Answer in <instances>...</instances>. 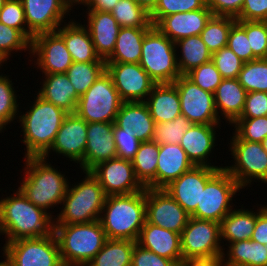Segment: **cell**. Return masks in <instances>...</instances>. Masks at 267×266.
I'll return each instance as SVG.
<instances>
[{"mask_svg":"<svg viewBox=\"0 0 267 266\" xmlns=\"http://www.w3.org/2000/svg\"><path fill=\"white\" fill-rule=\"evenodd\" d=\"M53 225L54 219L30 202L19 189L0 198V235H5V242L50 235Z\"/></svg>","mask_w":267,"mask_h":266,"instance_id":"cell-1","label":"cell"},{"mask_svg":"<svg viewBox=\"0 0 267 266\" xmlns=\"http://www.w3.org/2000/svg\"><path fill=\"white\" fill-rule=\"evenodd\" d=\"M24 178L18 187L21 193L35 206L43 209L53 219L48 209L61 205L69 187V180L61 171L43 157H23Z\"/></svg>","mask_w":267,"mask_h":266,"instance_id":"cell-2","label":"cell"},{"mask_svg":"<svg viewBox=\"0 0 267 266\" xmlns=\"http://www.w3.org/2000/svg\"><path fill=\"white\" fill-rule=\"evenodd\" d=\"M34 102L25 114H19L18 120L22 127L24 145H26L25 158L43 157L51 148L56 134L68 114L49 101L35 94Z\"/></svg>","mask_w":267,"mask_h":266,"instance_id":"cell-3","label":"cell"},{"mask_svg":"<svg viewBox=\"0 0 267 266\" xmlns=\"http://www.w3.org/2000/svg\"><path fill=\"white\" fill-rule=\"evenodd\" d=\"M99 220L107 239L137 241L146 222V188L128 195L106 196Z\"/></svg>","mask_w":267,"mask_h":266,"instance_id":"cell-4","label":"cell"},{"mask_svg":"<svg viewBox=\"0 0 267 266\" xmlns=\"http://www.w3.org/2000/svg\"><path fill=\"white\" fill-rule=\"evenodd\" d=\"M61 261L66 266H86L107 240L100 220L91 223L53 225Z\"/></svg>","mask_w":267,"mask_h":266,"instance_id":"cell-5","label":"cell"},{"mask_svg":"<svg viewBox=\"0 0 267 266\" xmlns=\"http://www.w3.org/2000/svg\"><path fill=\"white\" fill-rule=\"evenodd\" d=\"M85 178L68 187L62 201V209L54 218V225L91 223L100 219L106 199L98 180L89 172Z\"/></svg>","mask_w":267,"mask_h":266,"instance_id":"cell-6","label":"cell"},{"mask_svg":"<svg viewBox=\"0 0 267 266\" xmlns=\"http://www.w3.org/2000/svg\"><path fill=\"white\" fill-rule=\"evenodd\" d=\"M176 55L175 43L152 26L144 36L139 64L157 84L173 83L181 76Z\"/></svg>","mask_w":267,"mask_h":266,"instance_id":"cell-7","label":"cell"},{"mask_svg":"<svg viewBox=\"0 0 267 266\" xmlns=\"http://www.w3.org/2000/svg\"><path fill=\"white\" fill-rule=\"evenodd\" d=\"M123 101L110 75L105 71L94 84L79 97L75 113L87 123H115Z\"/></svg>","mask_w":267,"mask_h":266,"instance_id":"cell-8","label":"cell"},{"mask_svg":"<svg viewBox=\"0 0 267 266\" xmlns=\"http://www.w3.org/2000/svg\"><path fill=\"white\" fill-rule=\"evenodd\" d=\"M231 155L234 159L232 166L224 169L234 178L243 189L257 180L267 184V153L260 142L240 140L234 133L230 140ZM256 180V181H255ZM249 185V186H248Z\"/></svg>","mask_w":267,"mask_h":266,"instance_id":"cell-9","label":"cell"},{"mask_svg":"<svg viewBox=\"0 0 267 266\" xmlns=\"http://www.w3.org/2000/svg\"><path fill=\"white\" fill-rule=\"evenodd\" d=\"M242 188L224 169H219L206 183L201 193L200 205L190 215L198 219L220 221L234 209L231 202Z\"/></svg>","mask_w":267,"mask_h":266,"instance_id":"cell-10","label":"cell"},{"mask_svg":"<svg viewBox=\"0 0 267 266\" xmlns=\"http://www.w3.org/2000/svg\"><path fill=\"white\" fill-rule=\"evenodd\" d=\"M3 253L12 266H61L63 263L55 234L5 242Z\"/></svg>","mask_w":267,"mask_h":266,"instance_id":"cell-11","label":"cell"},{"mask_svg":"<svg viewBox=\"0 0 267 266\" xmlns=\"http://www.w3.org/2000/svg\"><path fill=\"white\" fill-rule=\"evenodd\" d=\"M183 261L221 256L226 248L220 244V223L190 217L180 234ZM222 245V246H221Z\"/></svg>","mask_w":267,"mask_h":266,"instance_id":"cell-12","label":"cell"},{"mask_svg":"<svg viewBox=\"0 0 267 266\" xmlns=\"http://www.w3.org/2000/svg\"><path fill=\"white\" fill-rule=\"evenodd\" d=\"M173 84L177 87L181 102V114L193 124H221L214 94L201 89L186 75L179 76Z\"/></svg>","mask_w":267,"mask_h":266,"instance_id":"cell-13","label":"cell"},{"mask_svg":"<svg viewBox=\"0 0 267 266\" xmlns=\"http://www.w3.org/2000/svg\"><path fill=\"white\" fill-rule=\"evenodd\" d=\"M106 72L123 102H145L157 84L139 63L106 62Z\"/></svg>","mask_w":267,"mask_h":266,"instance_id":"cell-14","label":"cell"},{"mask_svg":"<svg viewBox=\"0 0 267 266\" xmlns=\"http://www.w3.org/2000/svg\"><path fill=\"white\" fill-rule=\"evenodd\" d=\"M89 172L98 180L106 196L128 195L145 189L136 178L130 160L115 157L98 163Z\"/></svg>","mask_w":267,"mask_h":266,"instance_id":"cell-15","label":"cell"},{"mask_svg":"<svg viewBox=\"0 0 267 266\" xmlns=\"http://www.w3.org/2000/svg\"><path fill=\"white\" fill-rule=\"evenodd\" d=\"M190 215L164 190L146 188V221L181 234Z\"/></svg>","mask_w":267,"mask_h":266,"instance_id":"cell-16","label":"cell"},{"mask_svg":"<svg viewBox=\"0 0 267 266\" xmlns=\"http://www.w3.org/2000/svg\"><path fill=\"white\" fill-rule=\"evenodd\" d=\"M34 65L43 74L66 73L72 65L70 52L64 39L57 32L40 33L31 41V55Z\"/></svg>","mask_w":267,"mask_h":266,"instance_id":"cell-17","label":"cell"},{"mask_svg":"<svg viewBox=\"0 0 267 266\" xmlns=\"http://www.w3.org/2000/svg\"><path fill=\"white\" fill-rule=\"evenodd\" d=\"M221 168L193 166L178 179L173 180L164 190L191 215L200 205L201 193L207 181Z\"/></svg>","mask_w":267,"mask_h":266,"instance_id":"cell-18","label":"cell"},{"mask_svg":"<svg viewBox=\"0 0 267 266\" xmlns=\"http://www.w3.org/2000/svg\"><path fill=\"white\" fill-rule=\"evenodd\" d=\"M86 144L87 122L76 113H68L56 134L53 145L43 158H49L50 152L53 151L80 165L84 159Z\"/></svg>","mask_w":267,"mask_h":266,"instance_id":"cell-19","label":"cell"},{"mask_svg":"<svg viewBox=\"0 0 267 266\" xmlns=\"http://www.w3.org/2000/svg\"><path fill=\"white\" fill-rule=\"evenodd\" d=\"M28 30L35 36L56 32L71 12L61 0H21Z\"/></svg>","mask_w":267,"mask_h":266,"instance_id":"cell-20","label":"cell"},{"mask_svg":"<svg viewBox=\"0 0 267 266\" xmlns=\"http://www.w3.org/2000/svg\"><path fill=\"white\" fill-rule=\"evenodd\" d=\"M113 127L114 123H87V144L80 164L83 172L90 171L98 163L117 157Z\"/></svg>","mask_w":267,"mask_h":266,"instance_id":"cell-21","label":"cell"},{"mask_svg":"<svg viewBox=\"0 0 267 266\" xmlns=\"http://www.w3.org/2000/svg\"><path fill=\"white\" fill-rule=\"evenodd\" d=\"M219 124H193L184 134L180 146L186 152L188 159L194 166L218 167L211 164L210 154L215 149L216 129ZM210 160V161H208Z\"/></svg>","mask_w":267,"mask_h":266,"instance_id":"cell-22","label":"cell"},{"mask_svg":"<svg viewBox=\"0 0 267 266\" xmlns=\"http://www.w3.org/2000/svg\"><path fill=\"white\" fill-rule=\"evenodd\" d=\"M212 15L211 10L206 6L202 9L166 16L156 27L175 43L186 37L200 35Z\"/></svg>","mask_w":267,"mask_h":266,"instance_id":"cell-23","label":"cell"},{"mask_svg":"<svg viewBox=\"0 0 267 266\" xmlns=\"http://www.w3.org/2000/svg\"><path fill=\"white\" fill-rule=\"evenodd\" d=\"M136 243L161 257L173 260L178 266L183 261L179 233L146 221Z\"/></svg>","mask_w":267,"mask_h":266,"instance_id":"cell-24","label":"cell"},{"mask_svg":"<svg viewBox=\"0 0 267 266\" xmlns=\"http://www.w3.org/2000/svg\"><path fill=\"white\" fill-rule=\"evenodd\" d=\"M92 42L100 59L107 60L113 53L120 25L110 12L86 11Z\"/></svg>","mask_w":267,"mask_h":266,"instance_id":"cell-25","label":"cell"},{"mask_svg":"<svg viewBox=\"0 0 267 266\" xmlns=\"http://www.w3.org/2000/svg\"><path fill=\"white\" fill-rule=\"evenodd\" d=\"M56 32L64 39L73 62H106L97 55L87 27L70 19Z\"/></svg>","mask_w":267,"mask_h":266,"instance_id":"cell-26","label":"cell"},{"mask_svg":"<svg viewBox=\"0 0 267 266\" xmlns=\"http://www.w3.org/2000/svg\"><path fill=\"white\" fill-rule=\"evenodd\" d=\"M193 166L180 144L159 145L157 189H164Z\"/></svg>","mask_w":267,"mask_h":266,"instance_id":"cell-27","label":"cell"},{"mask_svg":"<svg viewBox=\"0 0 267 266\" xmlns=\"http://www.w3.org/2000/svg\"><path fill=\"white\" fill-rule=\"evenodd\" d=\"M145 103L155 123L173 121L181 115V102L173 83L156 84Z\"/></svg>","mask_w":267,"mask_h":266,"instance_id":"cell-28","label":"cell"},{"mask_svg":"<svg viewBox=\"0 0 267 266\" xmlns=\"http://www.w3.org/2000/svg\"><path fill=\"white\" fill-rule=\"evenodd\" d=\"M38 95L67 113H75L79 96L66 73L44 74Z\"/></svg>","mask_w":267,"mask_h":266,"instance_id":"cell-29","label":"cell"},{"mask_svg":"<svg viewBox=\"0 0 267 266\" xmlns=\"http://www.w3.org/2000/svg\"><path fill=\"white\" fill-rule=\"evenodd\" d=\"M247 91L238 79H223L214 92V102L217 114L224 116L227 123L232 125L244 108ZM220 112V113H219Z\"/></svg>","mask_w":267,"mask_h":266,"instance_id":"cell-30","label":"cell"},{"mask_svg":"<svg viewBox=\"0 0 267 266\" xmlns=\"http://www.w3.org/2000/svg\"><path fill=\"white\" fill-rule=\"evenodd\" d=\"M115 124L129 127L141 142L152 141L155 122L145 102H123Z\"/></svg>","mask_w":267,"mask_h":266,"instance_id":"cell-31","label":"cell"},{"mask_svg":"<svg viewBox=\"0 0 267 266\" xmlns=\"http://www.w3.org/2000/svg\"><path fill=\"white\" fill-rule=\"evenodd\" d=\"M257 221V212L250 209H233L220 221V238L226 243L251 239L255 224Z\"/></svg>","mask_w":267,"mask_h":266,"instance_id":"cell-32","label":"cell"},{"mask_svg":"<svg viewBox=\"0 0 267 266\" xmlns=\"http://www.w3.org/2000/svg\"><path fill=\"white\" fill-rule=\"evenodd\" d=\"M227 246L222 254L225 266H267L266 245L247 239Z\"/></svg>","mask_w":267,"mask_h":266,"instance_id":"cell-33","label":"cell"},{"mask_svg":"<svg viewBox=\"0 0 267 266\" xmlns=\"http://www.w3.org/2000/svg\"><path fill=\"white\" fill-rule=\"evenodd\" d=\"M149 29L121 27L115 49L106 62L140 63L143 39Z\"/></svg>","mask_w":267,"mask_h":266,"instance_id":"cell-34","label":"cell"},{"mask_svg":"<svg viewBox=\"0 0 267 266\" xmlns=\"http://www.w3.org/2000/svg\"><path fill=\"white\" fill-rule=\"evenodd\" d=\"M159 144L153 141L141 142L131 160L136 178L145 188L157 189V164Z\"/></svg>","mask_w":267,"mask_h":266,"instance_id":"cell-35","label":"cell"},{"mask_svg":"<svg viewBox=\"0 0 267 266\" xmlns=\"http://www.w3.org/2000/svg\"><path fill=\"white\" fill-rule=\"evenodd\" d=\"M175 47L179 52L177 65L181 75H186L192 69L212 60V53L202 41L200 35L190 36L175 42ZM179 56V57H178Z\"/></svg>","mask_w":267,"mask_h":266,"instance_id":"cell-36","label":"cell"},{"mask_svg":"<svg viewBox=\"0 0 267 266\" xmlns=\"http://www.w3.org/2000/svg\"><path fill=\"white\" fill-rule=\"evenodd\" d=\"M136 241L107 239L103 248L86 266H131Z\"/></svg>","mask_w":267,"mask_h":266,"instance_id":"cell-37","label":"cell"},{"mask_svg":"<svg viewBox=\"0 0 267 266\" xmlns=\"http://www.w3.org/2000/svg\"><path fill=\"white\" fill-rule=\"evenodd\" d=\"M105 71L106 62H72L66 74L81 97Z\"/></svg>","mask_w":267,"mask_h":266,"instance_id":"cell-38","label":"cell"},{"mask_svg":"<svg viewBox=\"0 0 267 266\" xmlns=\"http://www.w3.org/2000/svg\"><path fill=\"white\" fill-rule=\"evenodd\" d=\"M236 21L232 17L216 15H212L207 21L200 37L212 54L227 47L229 31Z\"/></svg>","mask_w":267,"mask_h":266,"instance_id":"cell-39","label":"cell"},{"mask_svg":"<svg viewBox=\"0 0 267 266\" xmlns=\"http://www.w3.org/2000/svg\"><path fill=\"white\" fill-rule=\"evenodd\" d=\"M120 27L151 28L150 13L135 0H119L110 12Z\"/></svg>","mask_w":267,"mask_h":266,"instance_id":"cell-40","label":"cell"},{"mask_svg":"<svg viewBox=\"0 0 267 266\" xmlns=\"http://www.w3.org/2000/svg\"><path fill=\"white\" fill-rule=\"evenodd\" d=\"M237 79L247 93H267V59L245 62Z\"/></svg>","mask_w":267,"mask_h":266,"instance_id":"cell-41","label":"cell"},{"mask_svg":"<svg viewBox=\"0 0 267 266\" xmlns=\"http://www.w3.org/2000/svg\"><path fill=\"white\" fill-rule=\"evenodd\" d=\"M193 125L184 115L173 121L155 123L152 141L159 144H180L185 132Z\"/></svg>","mask_w":267,"mask_h":266,"instance_id":"cell-42","label":"cell"},{"mask_svg":"<svg viewBox=\"0 0 267 266\" xmlns=\"http://www.w3.org/2000/svg\"><path fill=\"white\" fill-rule=\"evenodd\" d=\"M13 86L9 76L0 75V128L2 130L18 118L20 104L17 103L18 95Z\"/></svg>","mask_w":267,"mask_h":266,"instance_id":"cell-43","label":"cell"},{"mask_svg":"<svg viewBox=\"0 0 267 266\" xmlns=\"http://www.w3.org/2000/svg\"><path fill=\"white\" fill-rule=\"evenodd\" d=\"M206 7V0H158L150 13V20L156 26L164 17L175 13L189 12Z\"/></svg>","mask_w":267,"mask_h":266,"instance_id":"cell-44","label":"cell"},{"mask_svg":"<svg viewBox=\"0 0 267 266\" xmlns=\"http://www.w3.org/2000/svg\"><path fill=\"white\" fill-rule=\"evenodd\" d=\"M14 51L31 54V42L19 30L0 22V55L7 62Z\"/></svg>","mask_w":267,"mask_h":266,"instance_id":"cell-45","label":"cell"},{"mask_svg":"<svg viewBox=\"0 0 267 266\" xmlns=\"http://www.w3.org/2000/svg\"><path fill=\"white\" fill-rule=\"evenodd\" d=\"M232 126L234 134L249 142H262L267 137V116L256 118H238Z\"/></svg>","mask_w":267,"mask_h":266,"instance_id":"cell-46","label":"cell"},{"mask_svg":"<svg viewBox=\"0 0 267 266\" xmlns=\"http://www.w3.org/2000/svg\"><path fill=\"white\" fill-rule=\"evenodd\" d=\"M0 22L19 30L30 42L34 35L28 30L21 0H7L0 10Z\"/></svg>","mask_w":267,"mask_h":266,"instance_id":"cell-47","label":"cell"},{"mask_svg":"<svg viewBox=\"0 0 267 266\" xmlns=\"http://www.w3.org/2000/svg\"><path fill=\"white\" fill-rule=\"evenodd\" d=\"M245 31L253 55L267 59V31L263 21H236Z\"/></svg>","mask_w":267,"mask_h":266,"instance_id":"cell-48","label":"cell"},{"mask_svg":"<svg viewBox=\"0 0 267 266\" xmlns=\"http://www.w3.org/2000/svg\"><path fill=\"white\" fill-rule=\"evenodd\" d=\"M186 76L201 89L213 94L223 80L212 60L192 69Z\"/></svg>","mask_w":267,"mask_h":266,"instance_id":"cell-49","label":"cell"},{"mask_svg":"<svg viewBox=\"0 0 267 266\" xmlns=\"http://www.w3.org/2000/svg\"><path fill=\"white\" fill-rule=\"evenodd\" d=\"M212 61L223 79H236L244 62L228 47L212 54Z\"/></svg>","mask_w":267,"mask_h":266,"instance_id":"cell-50","label":"cell"},{"mask_svg":"<svg viewBox=\"0 0 267 266\" xmlns=\"http://www.w3.org/2000/svg\"><path fill=\"white\" fill-rule=\"evenodd\" d=\"M113 132L117 157L131 161L138 151L141 141L129 127L119 128L114 123Z\"/></svg>","mask_w":267,"mask_h":266,"instance_id":"cell-51","label":"cell"},{"mask_svg":"<svg viewBox=\"0 0 267 266\" xmlns=\"http://www.w3.org/2000/svg\"><path fill=\"white\" fill-rule=\"evenodd\" d=\"M227 47L231 49L244 63L257 58L253 55L246 31L235 22L228 34Z\"/></svg>","mask_w":267,"mask_h":266,"instance_id":"cell-52","label":"cell"},{"mask_svg":"<svg viewBox=\"0 0 267 266\" xmlns=\"http://www.w3.org/2000/svg\"><path fill=\"white\" fill-rule=\"evenodd\" d=\"M267 116V93L248 92L239 118H256Z\"/></svg>","mask_w":267,"mask_h":266,"instance_id":"cell-53","label":"cell"},{"mask_svg":"<svg viewBox=\"0 0 267 266\" xmlns=\"http://www.w3.org/2000/svg\"><path fill=\"white\" fill-rule=\"evenodd\" d=\"M131 266H178L173 260L161 257L137 243L132 252Z\"/></svg>","mask_w":267,"mask_h":266,"instance_id":"cell-54","label":"cell"},{"mask_svg":"<svg viewBox=\"0 0 267 266\" xmlns=\"http://www.w3.org/2000/svg\"><path fill=\"white\" fill-rule=\"evenodd\" d=\"M267 19V0H244L237 21H263Z\"/></svg>","mask_w":267,"mask_h":266,"instance_id":"cell-55","label":"cell"},{"mask_svg":"<svg viewBox=\"0 0 267 266\" xmlns=\"http://www.w3.org/2000/svg\"><path fill=\"white\" fill-rule=\"evenodd\" d=\"M244 0H206V6L213 15L237 18L240 15Z\"/></svg>","mask_w":267,"mask_h":266,"instance_id":"cell-56","label":"cell"},{"mask_svg":"<svg viewBox=\"0 0 267 266\" xmlns=\"http://www.w3.org/2000/svg\"><path fill=\"white\" fill-rule=\"evenodd\" d=\"M251 240L267 245V205L257 209V221Z\"/></svg>","mask_w":267,"mask_h":266,"instance_id":"cell-57","label":"cell"},{"mask_svg":"<svg viewBox=\"0 0 267 266\" xmlns=\"http://www.w3.org/2000/svg\"><path fill=\"white\" fill-rule=\"evenodd\" d=\"M180 266H225L222 255L208 258H193L182 261Z\"/></svg>","mask_w":267,"mask_h":266,"instance_id":"cell-58","label":"cell"},{"mask_svg":"<svg viewBox=\"0 0 267 266\" xmlns=\"http://www.w3.org/2000/svg\"><path fill=\"white\" fill-rule=\"evenodd\" d=\"M119 0H87L88 11L111 12Z\"/></svg>","mask_w":267,"mask_h":266,"instance_id":"cell-59","label":"cell"},{"mask_svg":"<svg viewBox=\"0 0 267 266\" xmlns=\"http://www.w3.org/2000/svg\"><path fill=\"white\" fill-rule=\"evenodd\" d=\"M137 4L143 7L148 13H151L158 3V0H135Z\"/></svg>","mask_w":267,"mask_h":266,"instance_id":"cell-60","label":"cell"},{"mask_svg":"<svg viewBox=\"0 0 267 266\" xmlns=\"http://www.w3.org/2000/svg\"><path fill=\"white\" fill-rule=\"evenodd\" d=\"M69 10H72L71 8H73L76 5H84L86 4L87 0H61Z\"/></svg>","mask_w":267,"mask_h":266,"instance_id":"cell-61","label":"cell"},{"mask_svg":"<svg viewBox=\"0 0 267 266\" xmlns=\"http://www.w3.org/2000/svg\"><path fill=\"white\" fill-rule=\"evenodd\" d=\"M3 254V257H4V260L0 261V266H12V263L10 261V259L4 254Z\"/></svg>","mask_w":267,"mask_h":266,"instance_id":"cell-62","label":"cell"},{"mask_svg":"<svg viewBox=\"0 0 267 266\" xmlns=\"http://www.w3.org/2000/svg\"><path fill=\"white\" fill-rule=\"evenodd\" d=\"M263 149L265 150V152L267 153V137L263 139V141L261 142Z\"/></svg>","mask_w":267,"mask_h":266,"instance_id":"cell-63","label":"cell"},{"mask_svg":"<svg viewBox=\"0 0 267 266\" xmlns=\"http://www.w3.org/2000/svg\"><path fill=\"white\" fill-rule=\"evenodd\" d=\"M7 0H0V10L3 8Z\"/></svg>","mask_w":267,"mask_h":266,"instance_id":"cell-64","label":"cell"},{"mask_svg":"<svg viewBox=\"0 0 267 266\" xmlns=\"http://www.w3.org/2000/svg\"><path fill=\"white\" fill-rule=\"evenodd\" d=\"M6 64V61L4 60V58L0 55V68L2 66V64Z\"/></svg>","mask_w":267,"mask_h":266,"instance_id":"cell-65","label":"cell"},{"mask_svg":"<svg viewBox=\"0 0 267 266\" xmlns=\"http://www.w3.org/2000/svg\"><path fill=\"white\" fill-rule=\"evenodd\" d=\"M264 22V25H265V28H266V31H267V19L263 20Z\"/></svg>","mask_w":267,"mask_h":266,"instance_id":"cell-66","label":"cell"}]
</instances>
